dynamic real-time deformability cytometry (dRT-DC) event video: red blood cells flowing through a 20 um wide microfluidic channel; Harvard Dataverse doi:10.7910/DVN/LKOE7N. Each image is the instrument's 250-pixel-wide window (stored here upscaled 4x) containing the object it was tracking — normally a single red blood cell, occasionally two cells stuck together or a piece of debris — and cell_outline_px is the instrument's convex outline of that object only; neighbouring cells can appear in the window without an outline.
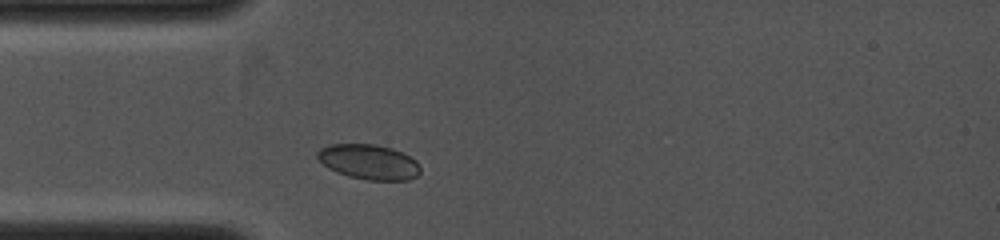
{"species": "common noctule bat (a hibernating species)", "species_latin": "Nyctalus noctula", "temperature_condition": "cold", "stored_images_in_passage": 27, "camera_frame_rate_fps": 4000, "um_per_image_px": 0.085, "animal": {"sex": "female", "body_mass_g": 19.0, "forearm_length_mm": 53.3}, "frame": {"image": 1, "passage_image": 2, "time_ms": 0.25, "image_size_px": [1000, 240], "cell_outline_px": [[420, 172], [416, 176], [408, 180], [368, 180], [348, 176], [336, 172], [328, 168], [316, 156], [316, 152], [320, 148], [328, 144], [376, 144], [392, 148], [416, 160], [420, 168]], "centroid_in_image_um": [31.33, 13.76], "position_along_channel_um": 53.7, "area_um2": 20.98}}
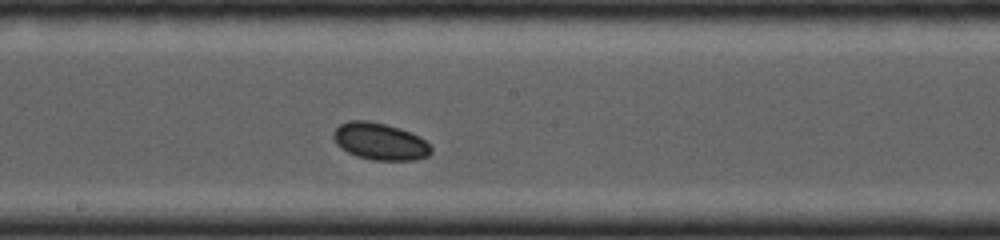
{"frame": {"image": 2, "passage_image": 12, "time_ms": 3.5, "image_size_px": [1000, 240], "cell_outline_px": [[432, 152], [428, 156], [416, 160], [372, 160], [356, 156], [340, 148], [336, 144], [332, 136], [332, 132], [340, 124], [348, 120], [368, 120], [400, 128], [420, 136], [432, 148]], "centroid_in_image_um": [32.28, 12.02], "position_along_channel_um": 215.9, "area_um2": 21.27}}
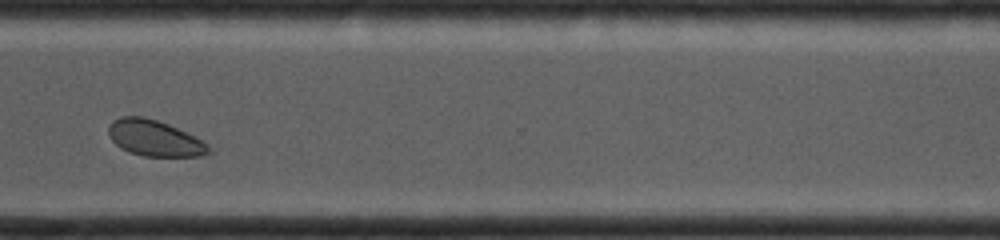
{"frame": {"image": 3, "passage_image": 26, "time_ms": 6.25, "image_size_px": [1000, 240], "cell_outline_px": [[208, 152], [204, 156], [144, 156], [128, 152], [120, 148], [112, 140], [108, 132], [108, 124], [112, 120], [120, 116], [144, 116], [168, 124], [208, 144]], "centroid_in_image_um": [13.06, 11.74], "position_along_channel_um": 357.5, "area_um2": 20.81}}